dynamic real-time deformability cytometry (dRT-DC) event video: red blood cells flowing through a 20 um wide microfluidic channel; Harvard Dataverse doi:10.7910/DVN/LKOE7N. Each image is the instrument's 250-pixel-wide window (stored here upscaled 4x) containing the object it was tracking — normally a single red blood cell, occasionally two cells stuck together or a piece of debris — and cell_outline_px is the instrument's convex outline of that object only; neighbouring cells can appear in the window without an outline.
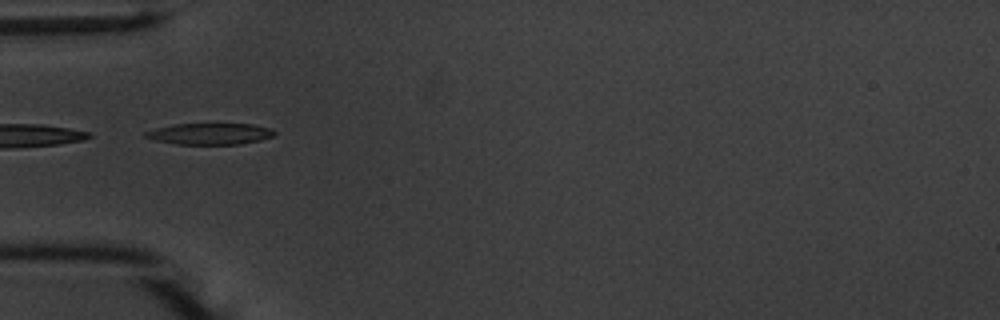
{"species": "common noctule bat (a hibernating species)", "species_latin": "Nyctalus noctula", "temperature_condition": "warm", "stored_images_in_passage": 14, "camera_frame_rate_fps": 3000, "um_per_image_px": 0.085, "animal": {"sex": "male", "body_mass_g": 20.1, "forearm_length_mm": 53.5}, "frame": {"image": 1, "passage_image": 1, "time_ms": 0.0, "image_size_px": [1000, 320], "cell_outline_px": [[276, 136], [260, 140], [240, 144], [176, 144], [156, 140], [144, 136], [144, 132], [156, 128], [172, 124], [252, 124], [272, 128], [276, 132]], "centroid_in_image_um": [17.89, 11.37], "position_along_channel_um": 67.1, "area_um2": 16.07}}